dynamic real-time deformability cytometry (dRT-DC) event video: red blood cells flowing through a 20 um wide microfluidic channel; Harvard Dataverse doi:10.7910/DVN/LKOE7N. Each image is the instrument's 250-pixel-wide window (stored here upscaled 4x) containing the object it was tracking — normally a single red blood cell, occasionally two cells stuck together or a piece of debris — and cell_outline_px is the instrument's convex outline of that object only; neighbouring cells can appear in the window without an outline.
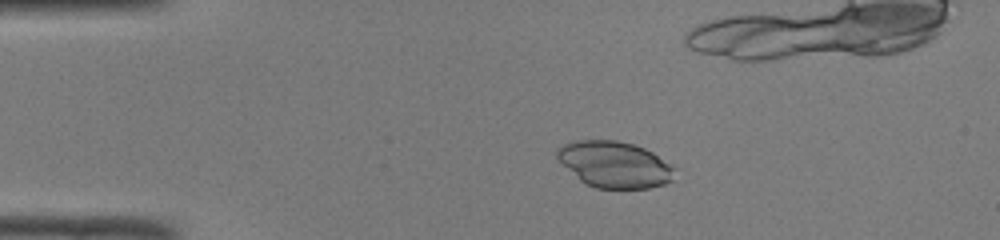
{"species": "common noctule bat (a hibernating species)", "species_latin": "Nyctalus noctula", "temperature_condition": "room temperature", "stored_images_in_passage": 51, "camera_frame_rate_fps": 3000, "um_per_image_px": 0.085, "animal": {"sex": "male", "body_mass_g": 19.0, "forearm_length_mm": 50.8}, "frame": {"image": 1, "passage_image": 10, "time_ms": 3.0, "image_size_px": [1000, 240], "cell_outline_px": [[672, 180], [664, 184], [648, 188], [596, 188], [580, 180], [556, 156], [556, 148], [564, 144], [576, 140], [616, 140], [632, 144], [644, 148], [652, 152], [668, 164], [672, 168]], "centroid_in_image_um": [52.2, 13.97], "position_along_channel_um": 32.8, "area_um2": 31.04}}